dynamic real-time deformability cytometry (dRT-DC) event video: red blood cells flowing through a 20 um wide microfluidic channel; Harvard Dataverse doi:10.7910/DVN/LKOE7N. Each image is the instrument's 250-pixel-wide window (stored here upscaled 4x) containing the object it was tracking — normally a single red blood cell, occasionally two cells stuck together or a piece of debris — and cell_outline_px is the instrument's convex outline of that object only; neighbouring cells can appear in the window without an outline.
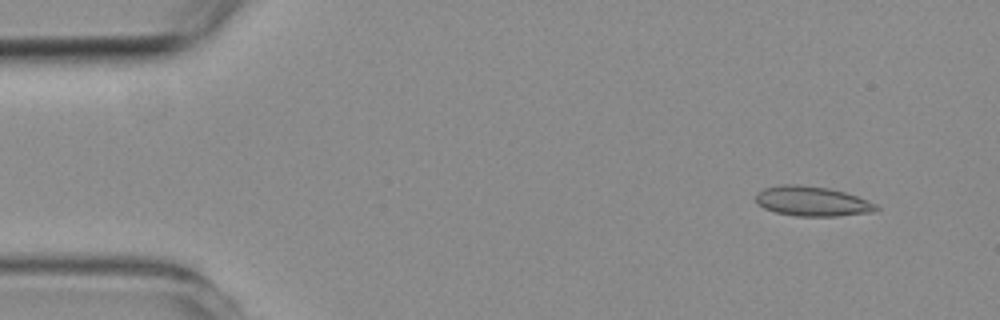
{"species": "common noctule bat (a hibernating species)", "species_latin": "Nyctalus noctula", "temperature_condition": "room temperature", "stored_images_in_passage": 3, "camera_frame_rate_fps": 3000, "um_per_image_px": 0.085, "animal": {"sex": "female", "body_mass_g": 19.3, "forearm_length_mm": 54.1}, "frame": {"image": 1, "passage_image": 1, "time_ms": 0.0, "image_size_px": [1000, 320], "cell_outline_px": [[880, 208], [872, 212], [836, 216], [796, 216], [776, 212], [764, 208], [756, 204], [756, 192], [764, 188], [780, 184], [800, 184], [828, 188], [844, 192], [868, 200], [876, 204]], "centroid_in_image_um": [69.0, 17.1], "position_along_channel_um": 16.0, "area_um2": 20.98}}